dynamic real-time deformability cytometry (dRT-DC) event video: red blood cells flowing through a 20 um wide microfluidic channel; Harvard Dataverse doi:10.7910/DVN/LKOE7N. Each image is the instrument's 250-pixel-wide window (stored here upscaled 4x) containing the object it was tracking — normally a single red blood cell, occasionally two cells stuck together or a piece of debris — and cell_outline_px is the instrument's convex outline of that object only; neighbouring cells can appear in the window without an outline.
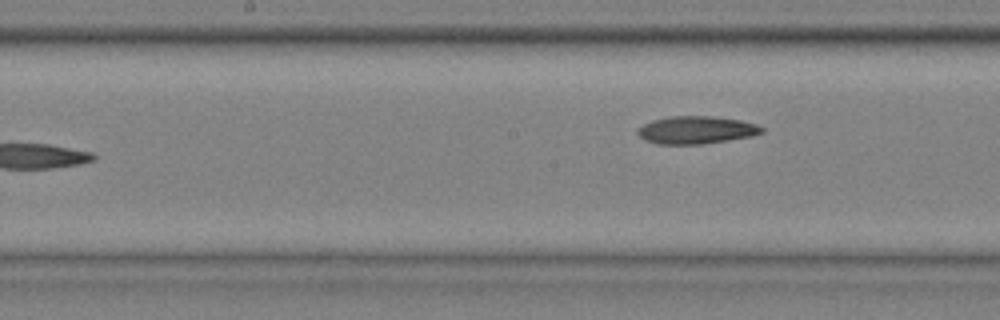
{"species": "common noctule bat (a hibernating species)", "species_latin": "Nyctalus noctula", "temperature_condition": "cold", "stored_images_in_passage": 7, "camera_frame_rate_fps": 3000, "um_per_image_px": 0.085, "animal": {"sex": "male", "body_mass_g": 20.4}, "frame": {"image": 1, "passage_image": 7, "time_ms": 2.0, "image_size_px": [1000, 320], "cell_outline_px": [[764, 132], [752, 136], [728, 140], [700, 144], [656, 144], [644, 140], [636, 132], [636, 128], [652, 120], [672, 116], [712, 116], [740, 120], [756, 124], [764, 128]], "centroid_in_image_um": [59.16, 11.05], "position_along_channel_um": 189.0, "area_um2": 20.06}}